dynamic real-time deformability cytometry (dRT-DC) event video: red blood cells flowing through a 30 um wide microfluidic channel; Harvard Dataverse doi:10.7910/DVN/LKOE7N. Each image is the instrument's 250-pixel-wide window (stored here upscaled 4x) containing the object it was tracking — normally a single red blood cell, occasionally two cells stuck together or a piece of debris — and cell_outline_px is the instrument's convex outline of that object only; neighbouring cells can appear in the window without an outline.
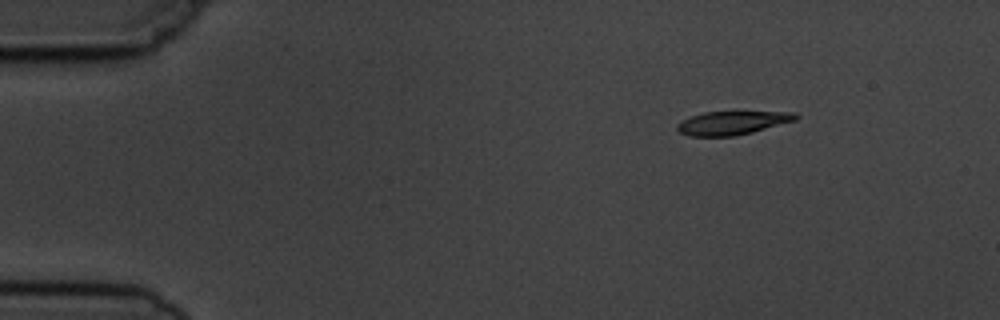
{"species": "common noctule bat (a hibernating species)", "species_latin": "Nyctalus noctula", "temperature_condition": "cold", "stored_images_in_passage": 5, "camera_frame_rate_fps": 3000, "um_per_image_px": 0.085, "animal": {"sex": "male", "body_mass_g": 19.5, "forearm_length_mm": 54.6}, "frame": {"image": 1, "passage_image": 1, "time_ms": 0.0, "image_size_px": [1000, 320], "cell_outline_px": [[800, 116], [796, 120], [752, 132], [736, 136], [688, 136], [680, 132], [676, 128], [676, 124], [692, 116], [704, 112], [796, 112]], "centroid_in_image_um": [62.26, 10.45], "position_along_channel_um": 22.7, "area_um2": 16.13}}
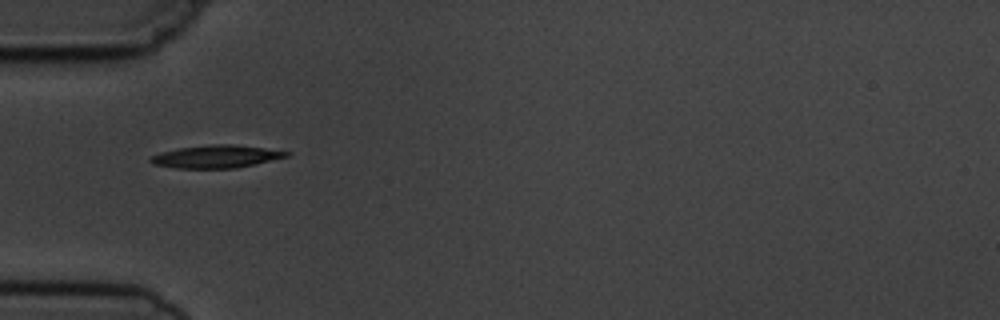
{"frame": {"image": 2, "passage_image": 4, "time_ms": 3.333, "image_size_px": [1000, 320], "cell_outline_px": [[292, 152], [288, 156], [236, 168], [176, 168], [152, 164], [148, 160], [148, 156], [160, 152], [180, 148], [212, 144], [232, 144], [264, 148]], "centroid_in_image_um": [18.31, 13.3], "position_along_channel_um": 66.7, "area_um2": 17.92}}
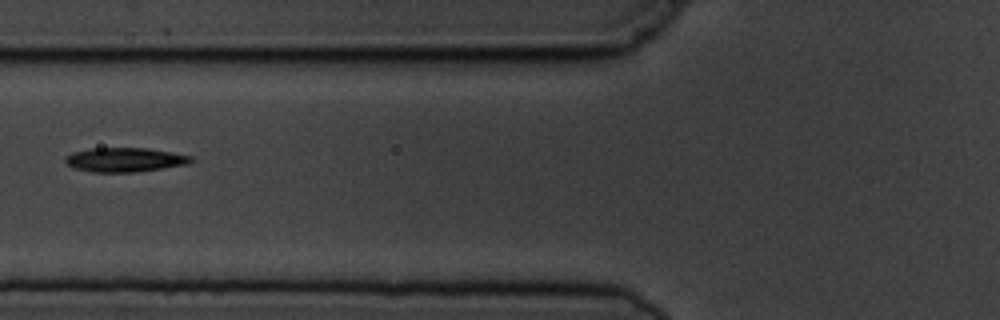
{"frame": {"image": 3, "passage_image": 5, "time_ms": 4.667, "image_size_px": [1000, 320], "cell_outline_px": [[196, 160], [188, 164], [164, 168], [136, 172], [92, 172], [72, 168], [64, 164], [64, 156], [72, 152], [92, 148], [148, 148], [172, 152], [192, 156]], "centroid_in_image_um": [10.59, 13.58], "position_along_channel_um": 115.2, "area_um2": 18.09}}